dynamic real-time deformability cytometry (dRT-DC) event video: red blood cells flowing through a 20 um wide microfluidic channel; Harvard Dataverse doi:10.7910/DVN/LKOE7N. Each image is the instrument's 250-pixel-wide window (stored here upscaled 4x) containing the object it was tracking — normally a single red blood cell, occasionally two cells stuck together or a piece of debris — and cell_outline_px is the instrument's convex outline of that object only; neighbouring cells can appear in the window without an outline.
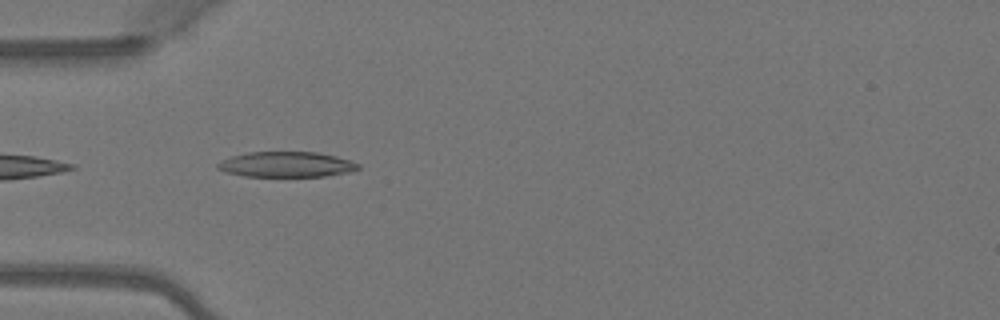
{"species": "Egyptian fruit bat (a non-hibernating species)", "species_latin": "Rousettus aegyptiacus", "temperature_condition": "warm", "stored_images_in_passage": 6, "camera_frame_rate_fps": 3000, "um_per_image_px": 0.085, "animal": {"sex": "female"}, "frame": {"image": 1, "passage_image": 4, "time_ms": 1.0, "image_size_px": [1000, 320], "cell_outline_px": [[360, 168], [352, 172], [324, 176], [244, 176], [224, 172], [216, 168], [216, 164], [232, 156], [248, 152], [316, 152], [336, 156], [360, 164]], "centroid_in_image_um": [24.35, 13.98], "position_along_channel_um": 60.6, "area_um2": 20.75}}
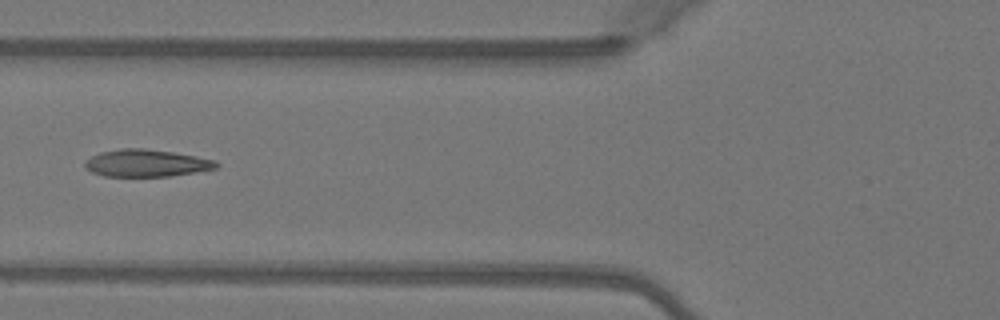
{"frame": {"image": 2, "passage_image": 5, "time_ms": 1.333, "image_size_px": [1000, 320], "cell_outline_px": [[220, 164], [216, 168], [168, 176], [104, 176], [92, 172], [84, 168], [84, 160], [100, 152], [120, 148], [144, 148], [172, 152], [196, 156], [216, 160]], "centroid_in_image_um": [12.39, 13.85], "position_along_channel_um": 113.4, "area_um2": 20.81}}
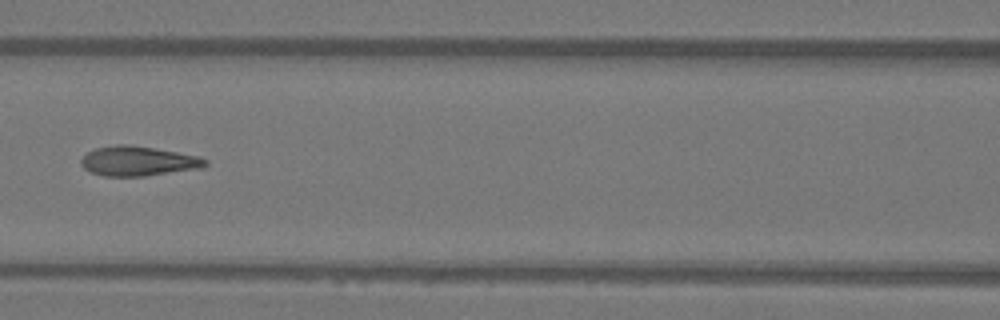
{"frame": {"image": 3, "passage_image": 6, "time_ms": 1.667, "image_size_px": [1000, 320], "cell_outline_px": [[208, 164], [204, 168], [144, 176], [104, 176], [92, 172], [84, 168], [80, 164], [80, 160], [88, 152], [96, 148], [116, 144], [128, 144], [200, 156], [208, 160]], "centroid_in_image_um": [11.77, 13.69], "position_along_channel_um": 154.8, "area_um2": 21.5}}